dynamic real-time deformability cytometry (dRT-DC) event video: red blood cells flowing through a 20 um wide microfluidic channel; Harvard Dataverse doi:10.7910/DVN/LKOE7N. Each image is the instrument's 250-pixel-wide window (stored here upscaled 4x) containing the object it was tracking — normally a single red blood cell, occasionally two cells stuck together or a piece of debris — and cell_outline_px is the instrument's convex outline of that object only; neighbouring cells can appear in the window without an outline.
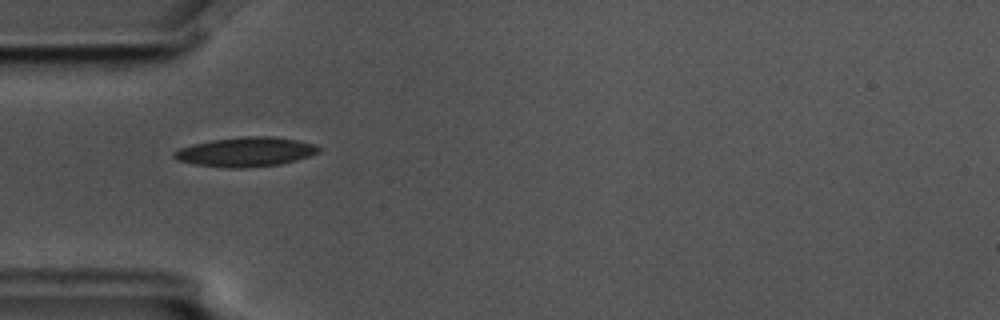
{"species": "common noctule bat (a hibernating species)", "species_latin": "Nyctalus noctula", "temperature_condition": "cold", "stored_images_in_passage": 2, "camera_frame_rate_fps": 3000, "um_per_image_px": 0.085, "animal": {"sex": "male", "body_mass_g": 17.5, "forearm_length_mm": 52.3}, "frame": {"image": 1, "passage_image": 1, "time_ms": 0.0, "image_size_px": [1000, 320], "cell_outline_px": [[320, 152], [296, 160], [280, 164], [248, 168], [224, 168], [196, 164], [176, 160], [172, 156], [172, 152], [180, 148], [192, 144], [212, 140], [244, 136], [272, 136], [296, 140], [316, 144], [320, 148]], "centroid_in_image_um": [20.87, 12.91], "position_along_channel_um": 64.1, "area_um2": 24.91}}